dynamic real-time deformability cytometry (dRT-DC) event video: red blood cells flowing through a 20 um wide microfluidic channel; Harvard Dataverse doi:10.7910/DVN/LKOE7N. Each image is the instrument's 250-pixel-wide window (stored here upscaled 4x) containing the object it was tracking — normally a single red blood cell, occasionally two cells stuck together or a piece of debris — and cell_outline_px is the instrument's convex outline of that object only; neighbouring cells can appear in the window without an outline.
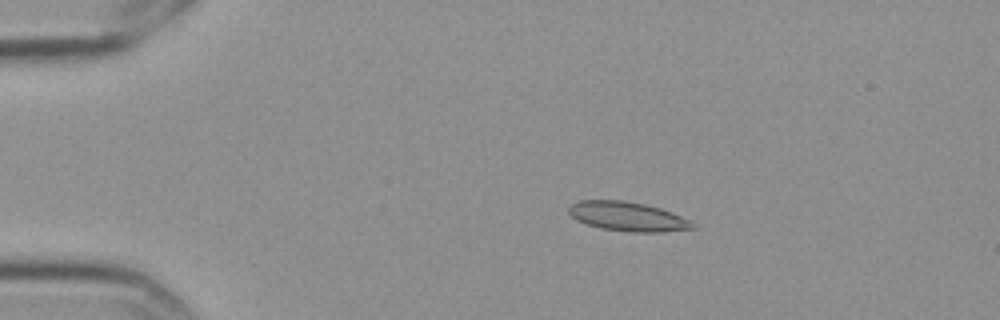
{"species": "Egyptian fruit bat (a non-hibernating species)", "species_latin": "Rousettus aegyptiacus", "temperature_condition": "cold", "stored_images_in_passage": 5, "camera_frame_rate_fps": 3000, "um_per_image_px": 0.085, "frame": {"image": 1, "passage_image": 3, "time_ms": 0.667, "image_size_px": [1000, 320], "cell_outline_px": [[696, 228], [660, 232], [632, 232], [600, 228], [576, 220], [568, 212], [568, 208], [572, 204], [580, 200], [624, 200], [644, 204], [660, 208], [672, 212], [688, 220]], "centroid_in_image_um": [53.32, 18.4], "position_along_channel_um": 31.7, "area_um2": 20.92}}
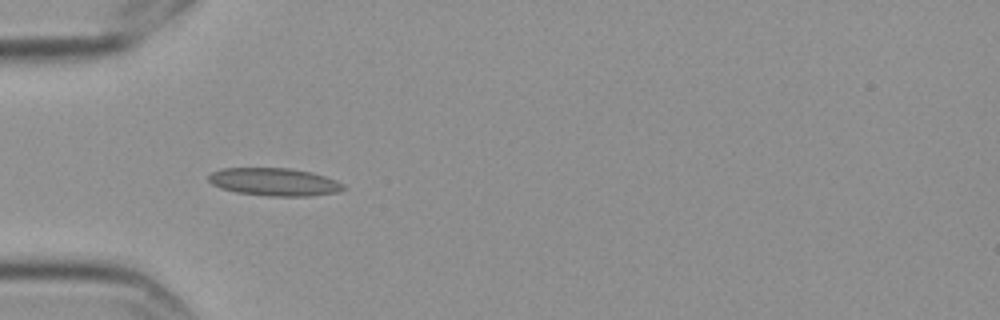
{"frame": {"image": 2, "passage_image": 5, "time_ms": 1.333, "image_size_px": [1000, 320], "cell_outline_px": [[344, 188], [336, 192], [308, 196], [268, 196], [236, 192], [220, 188], [212, 184], [208, 180], [208, 176], [212, 172], [224, 168], [288, 168], [308, 172], [324, 176], [336, 180], [344, 184]], "centroid_in_image_um": [23.28, 15.46], "position_along_channel_um": 61.7, "area_um2": 21.62}}